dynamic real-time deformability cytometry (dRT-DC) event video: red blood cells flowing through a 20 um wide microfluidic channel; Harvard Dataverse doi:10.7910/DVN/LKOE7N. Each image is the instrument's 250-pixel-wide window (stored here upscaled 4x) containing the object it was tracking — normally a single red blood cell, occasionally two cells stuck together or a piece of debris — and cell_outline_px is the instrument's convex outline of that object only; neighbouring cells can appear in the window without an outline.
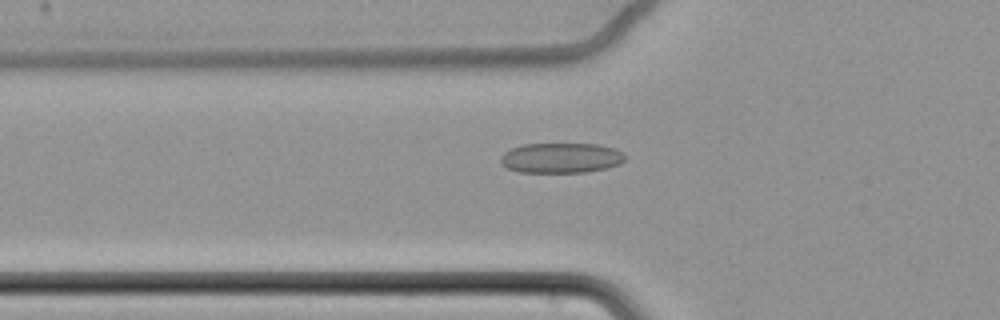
{"species": "common noctule bat (a hibernating species)", "species_latin": "Nyctalus noctula", "temperature_condition": "cold", "stored_images_in_passage": 61, "camera_frame_rate_fps": 3000, "um_per_image_px": 0.085, "animal": {"sex": "female", "body_mass_g": 22.7, "forearm_length_mm": 54.2}, "frame": {"image": 1, "passage_image": 23, "time_ms": 7.333, "image_size_px": [1000, 320], "cell_outline_px": [[624, 160], [620, 164], [604, 168], [584, 172], [520, 172], [508, 168], [500, 164], [500, 156], [504, 152], [512, 148], [524, 144], [596, 144], [616, 148], [624, 152]], "centroid_in_image_um": [47.68, 13.42], "position_along_channel_um": 78.1, "area_um2": 21.85}}
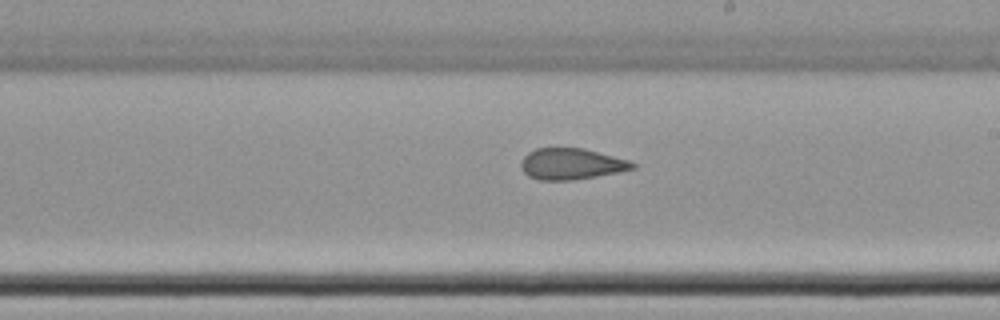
{"frame": {"image": 2, "passage_image": 37, "time_ms": 12.0, "image_size_px": [1000, 320], "cell_outline_px": [[636, 168], [620, 172], [572, 180], [540, 180], [528, 176], [524, 172], [520, 164], [520, 160], [528, 152], [536, 148], [584, 148], [628, 160], [636, 164]], "centroid_in_image_um": [48.55, 13.93], "position_along_channel_um": 240.5, "area_um2": 20.29}}
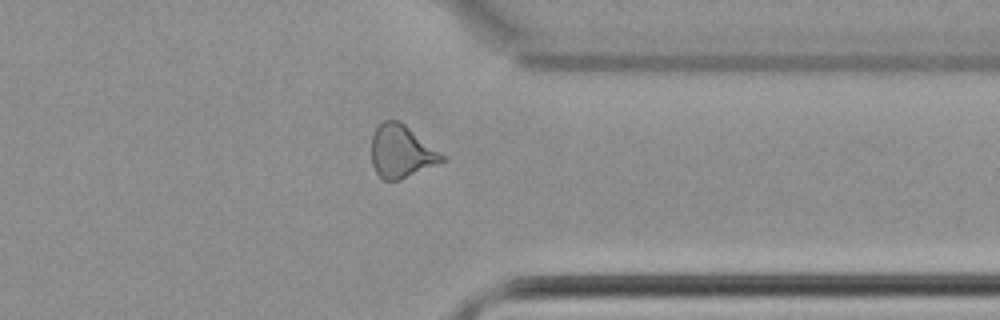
{"frame": {"image": 3, "passage_image": 49, "time_ms": 16.0, "image_size_px": [1000, 320], "cell_outline_px": [[448, 160], [400, 180], [384, 180], [376, 172], [372, 164], [372, 132], [384, 120], [400, 120], [444, 156]], "centroid_in_image_um": [34.1, 12.88], "position_along_channel_um": 377.3, "area_um2": 21.56}, "authors_computed_cell_mechanics": {"area_um2": 22.3108, "velocity_mm_per_s": 3.4838, "shape_relaxation_time_tau1_ms": null, "shape_relaxation_time_tau2_ms": 2.2798, "deformation_change_tau1": null, "deformation_change_tau2": 0.1027}}